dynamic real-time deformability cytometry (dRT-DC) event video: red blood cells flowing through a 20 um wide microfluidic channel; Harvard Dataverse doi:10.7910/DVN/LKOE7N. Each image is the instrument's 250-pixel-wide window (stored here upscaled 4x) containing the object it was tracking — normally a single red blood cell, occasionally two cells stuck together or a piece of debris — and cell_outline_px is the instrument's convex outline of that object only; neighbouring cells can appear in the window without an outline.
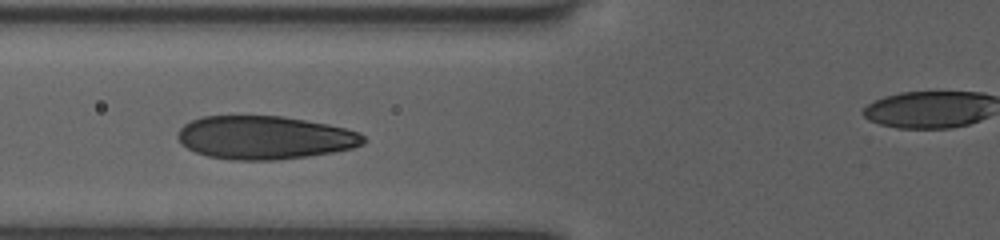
{"species": "human", "species_latin": "Homo sapiens", "temperature_condition": "room temperature", "stored_images_in_passage": 7, "camera_frame_rate_fps": 3000, "um_per_image_px": 0.085, "donor": {"sex": "female"}, "frame": {"image": 1, "passage_image": 6, "time_ms": 4.667, "image_size_px": [1000, 240], "cell_outline_px": [[368, 140], [364, 144], [352, 148], [332, 152], [308, 156], [276, 160], [232, 160], [208, 156], [196, 152], [180, 144], [176, 136], [180, 128], [184, 124], [192, 120], [204, 116], [280, 116], [328, 124], [360, 132]], "centroid_in_image_um": [22.49, 11.7], "position_along_channel_um": 103.3, "area_um2": 46.93}}